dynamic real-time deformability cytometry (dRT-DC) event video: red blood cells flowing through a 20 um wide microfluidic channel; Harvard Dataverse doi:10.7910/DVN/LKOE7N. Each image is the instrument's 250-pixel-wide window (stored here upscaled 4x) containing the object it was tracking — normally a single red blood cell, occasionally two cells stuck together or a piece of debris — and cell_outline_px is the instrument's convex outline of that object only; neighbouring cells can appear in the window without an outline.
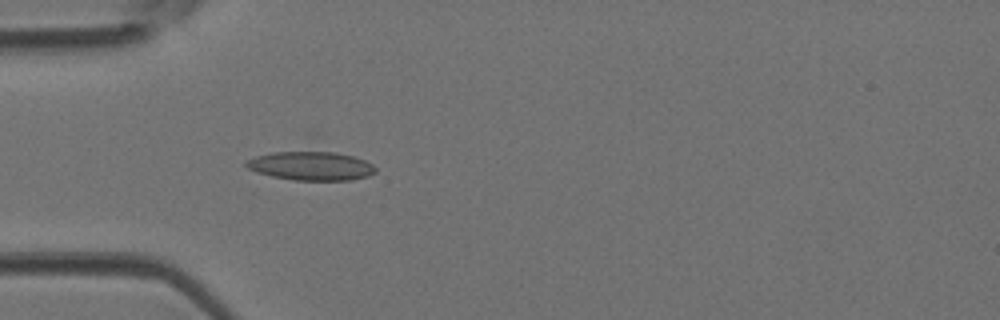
{"species": "Egyptian fruit bat (a non-hibernating species)", "species_latin": "Rousettus aegyptiacus", "temperature_condition": "room temperature", "stored_images_in_passage": 32, "camera_frame_rate_fps": 3000, "um_per_image_px": 0.085, "animal": {"sex": "female"}, "frame": {"image": 1, "passage_image": 1, "time_ms": 0.0, "image_size_px": [1000, 320], "cell_outline_px": [[376, 172], [368, 176], [352, 180], [292, 180], [272, 176], [256, 172], [248, 168], [244, 164], [244, 160], [256, 156], [272, 152], [316, 148], [336, 152], [352, 156], [364, 160], [372, 164], [376, 168]], "centroid_in_image_um": [26.41, 14.05], "position_along_channel_um": 58.6, "area_um2": 22.6}}
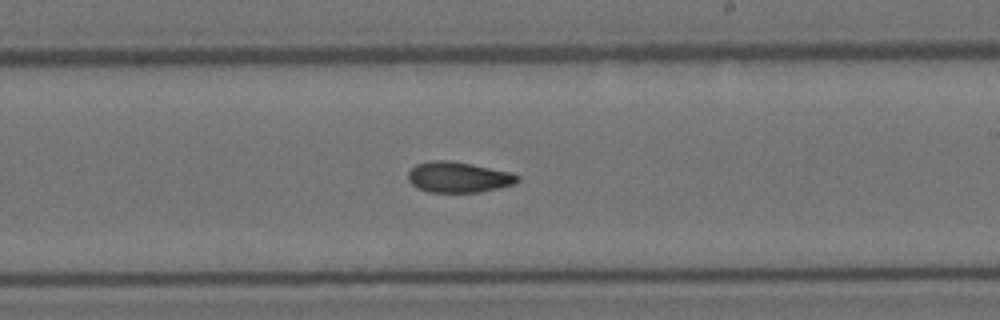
{"frame": {"image": 2, "passage_image": 14, "time_ms": 4.333, "image_size_px": [1000, 320], "cell_outline_px": [[520, 180], [516, 184], [476, 192], [428, 192], [416, 188], [408, 180], [408, 172], [416, 164], [432, 160], [448, 160], [472, 164], [508, 172], [520, 176]], "centroid_in_image_um": [38.94, 15.06], "position_along_channel_um": 250.1, "area_um2": 19.48}}
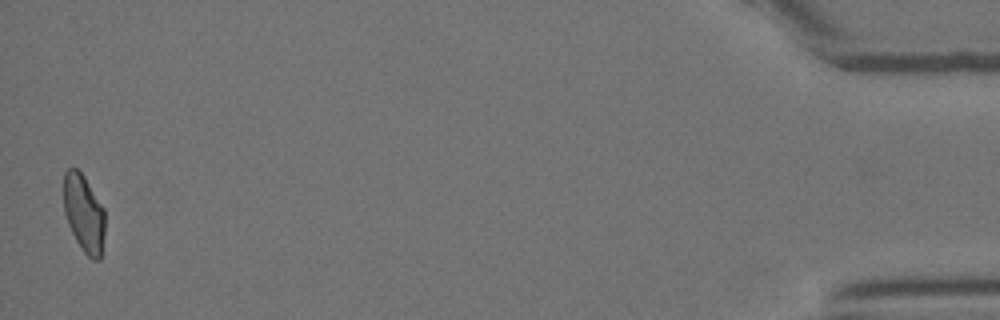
{"frame": {"image": 3, "passage_image": 32, "time_ms": 10.333, "image_size_px": [1000, 320], "cell_outline_px": [[104, 232], [100, 260], [92, 260], [80, 248], [68, 224], [64, 212], [64, 172], [68, 168], [76, 168], [84, 176], [104, 208]], "centroid_in_image_um": [7.12, 18.14], "position_along_channel_um": 428.1, "area_um2": 18.61}}